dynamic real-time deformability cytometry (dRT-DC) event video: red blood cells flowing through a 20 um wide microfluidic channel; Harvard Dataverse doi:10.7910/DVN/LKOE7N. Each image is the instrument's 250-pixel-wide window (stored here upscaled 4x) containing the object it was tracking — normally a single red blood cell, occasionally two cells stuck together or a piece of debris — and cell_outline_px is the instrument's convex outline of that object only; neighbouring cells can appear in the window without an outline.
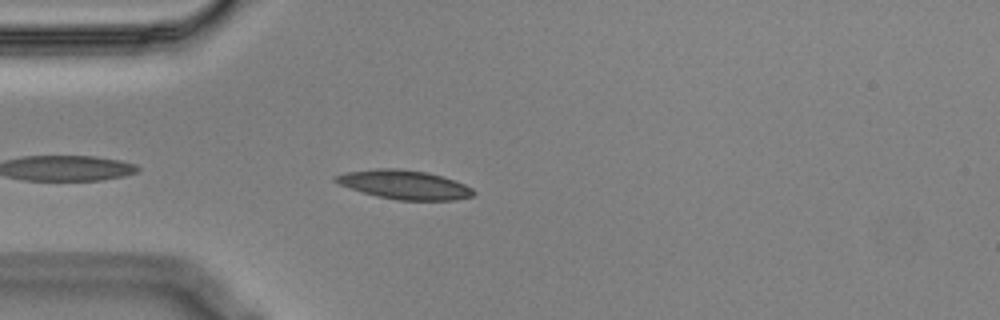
{"species": "Egyptian fruit bat (a non-hibernating species)", "species_latin": "Rousettus aegyptiacus", "temperature_condition": "cold", "stored_images_in_passage": 9, "camera_frame_rate_fps": 3000, "um_per_image_px": 0.085, "animal": {"sex": "male"}, "frame": {"image": 1, "passage_image": 4, "time_ms": 1.0, "image_size_px": [1000, 320], "cell_outline_px": [[476, 192], [472, 196], [456, 200], [396, 200], [376, 196], [340, 184], [332, 180], [332, 176], [344, 172], [376, 168], [400, 168], [428, 172], [464, 184], [472, 188]], "centroid_in_image_um": [34.34, 15.69], "position_along_channel_um": 50.7, "area_um2": 23.29}}